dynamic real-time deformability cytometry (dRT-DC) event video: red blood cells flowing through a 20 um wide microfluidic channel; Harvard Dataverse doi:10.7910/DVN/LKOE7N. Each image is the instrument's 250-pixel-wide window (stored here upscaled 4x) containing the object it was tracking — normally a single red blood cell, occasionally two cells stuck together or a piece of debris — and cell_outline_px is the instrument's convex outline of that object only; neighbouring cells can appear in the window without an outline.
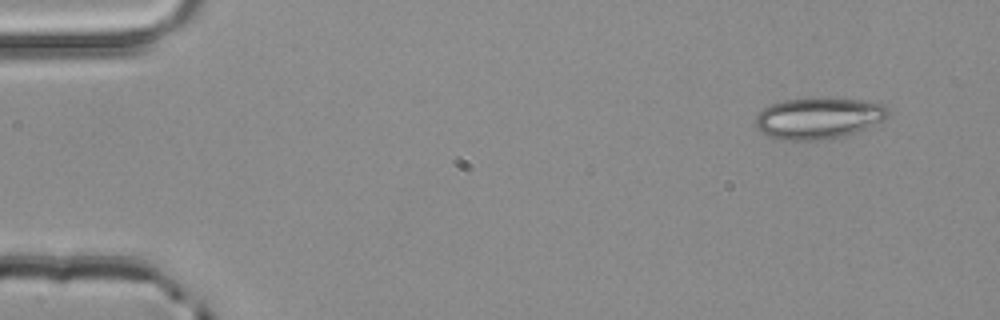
{"species": "common noctule bat (a hibernating species)", "species_latin": "Nyctalus noctula", "temperature_condition": "room temperature", "stored_images_in_passage": 3, "camera_frame_rate_fps": 3000, "um_per_image_px": 0.085, "animal": {"sex": "male", "body_mass_g": 20.4}, "frame": {"image": 1, "passage_image": 1, "time_ms": 0.0, "image_size_px": [1000, 320], "cell_outline_px": [[892, 112], [884, 120], [864, 128], [840, 136], [816, 140], [780, 140], [760, 132], [756, 128], [756, 116], [764, 108], [772, 104], [784, 100], [812, 96], [824, 96], [860, 100], [884, 104]], "centroid_in_image_um": [69.57, 10.0], "position_along_channel_um": 15.4, "area_um2": 32.25}}